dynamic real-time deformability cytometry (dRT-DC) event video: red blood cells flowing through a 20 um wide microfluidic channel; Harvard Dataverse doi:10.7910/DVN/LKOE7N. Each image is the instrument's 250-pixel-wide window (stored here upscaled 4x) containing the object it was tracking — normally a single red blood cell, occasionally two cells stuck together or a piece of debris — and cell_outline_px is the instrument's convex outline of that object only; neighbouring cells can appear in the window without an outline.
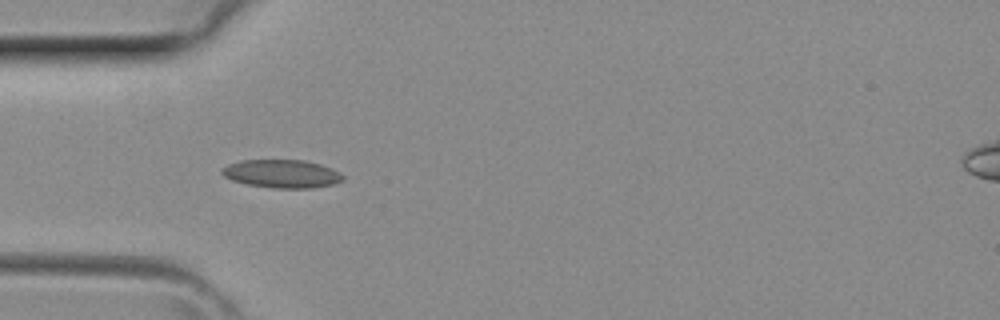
{"species": "common noctule bat (a hibernating species)", "species_latin": "Nyctalus noctula", "temperature_condition": "room temperature", "stored_images_in_passage": 4, "camera_frame_rate_fps": 3000, "um_per_image_px": 0.085, "animal": {"sex": "female", "body_mass_g": 29.2, "forearm_length_mm": 56.3}, "frame": {"image": 1, "passage_image": 4, "time_ms": 1.0, "image_size_px": [1000, 320], "cell_outline_px": [[344, 180], [332, 184], [312, 188], [272, 188], [248, 184], [232, 180], [224, 176], [220, 172], [220, 168], [228, 164], [240, 160], [304, 160], [320, 164], [332, 168], [340, 172], [344, 176]], "centroid_in_image_um": [23.95, 14.76], "position_along_channel_um": 61.1, "area_um2": 20.0}}